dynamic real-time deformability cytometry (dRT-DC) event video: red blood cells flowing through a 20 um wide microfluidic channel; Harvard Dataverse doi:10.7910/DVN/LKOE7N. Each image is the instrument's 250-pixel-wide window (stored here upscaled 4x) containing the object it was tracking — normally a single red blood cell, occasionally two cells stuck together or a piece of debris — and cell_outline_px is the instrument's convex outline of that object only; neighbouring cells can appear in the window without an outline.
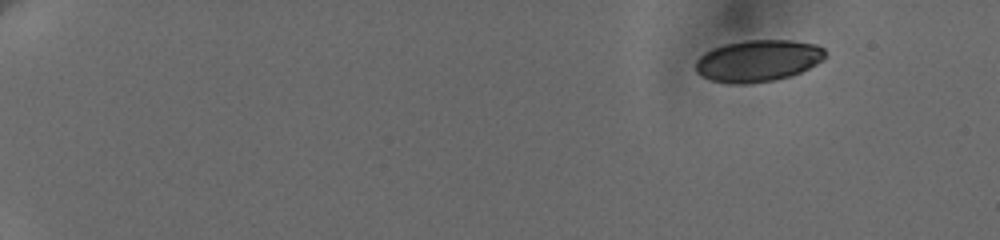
{"species": "human", "species_latin": "Homo sapiens", "temperature_condition": "cold", "stored_images_in_passage": 4, "camera_frame_rate_fps": 3000, "um_per_image_px": 0.085, "donor": {"sex": "female"}, "frame": {"image": 1, "passage_image": 1, "time_ms": 0.0, "image_size_px": [1000, 240], "cell_outline_px": [[824, 60], [800, 72], [776, 80], [748, 84], [732, 84], [712, 80], [696, 72], [696, 60], [704, 52], [712, 48], [724, 44], [744, 40], [792, 40], [816, 44], [824, 48]], "centroid_in_image_um": [64.42, 5.16], "position_along_channel_um": 20.6, "area_um2": 31.56}}